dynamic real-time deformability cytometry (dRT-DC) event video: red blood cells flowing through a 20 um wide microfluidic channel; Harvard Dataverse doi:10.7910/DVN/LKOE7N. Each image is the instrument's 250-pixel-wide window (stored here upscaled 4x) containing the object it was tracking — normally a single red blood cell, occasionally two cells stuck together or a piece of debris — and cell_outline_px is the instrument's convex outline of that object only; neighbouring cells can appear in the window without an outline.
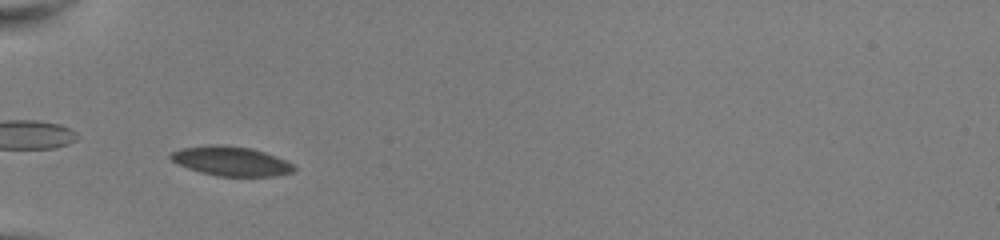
{"species": "common noctule bat (a hibernating species)", "species_latin": "Nyctalus noctula", "temperature_condition": "room temperature", "stored_images_in_passage": 42, "camera_frame_rate_fps": 3000, "um_per_image_px": 0.085, "animal": {"sex": "female", "body_mass_g": 22.0, "forearm_length_mm": 56.7}, "frame": {"image": 1, "passage_image": 8, "time_ms": 2.333, "image_size_px": [1000, 240], "cell_outline_px": [[296, 168], [292, 172], [276, 176], [216, 176], [200, 172], [188, 168], [172, 160], [168, 156], [172, 152], [180, 148], [216, 144], [252, 148], [276, 156], [292, 164]], "centroid_in_image_um": [19.63, 13.7], "position_along_channel_um": 65.4, "area_um2": 20.98}}
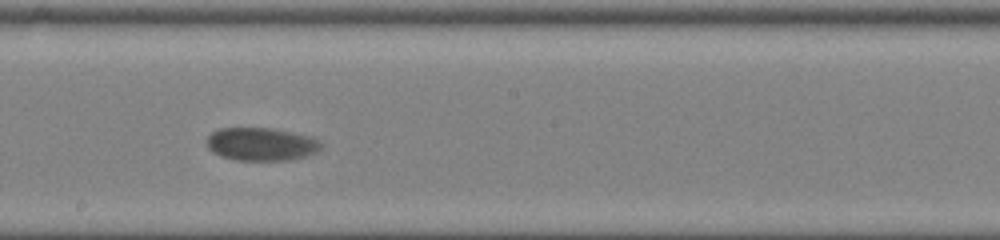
{"frame": {"image": 2, "passage_image": 21, "time_ms": 6.667, "image_size_px": [1000, 240], "cell_outline_px": [[324, 144], [316, 152], [308, 156], [288, 160], [236, 160], [212, 152], [208, 148], [208, 136], [212, 132], [220, 128], [272, 128], [308, 136], [320, 140]], "centroid_in_image_um": [22.24, 12.25], "position_along_channel_um": 226.0, "area_um2": 21.91}}
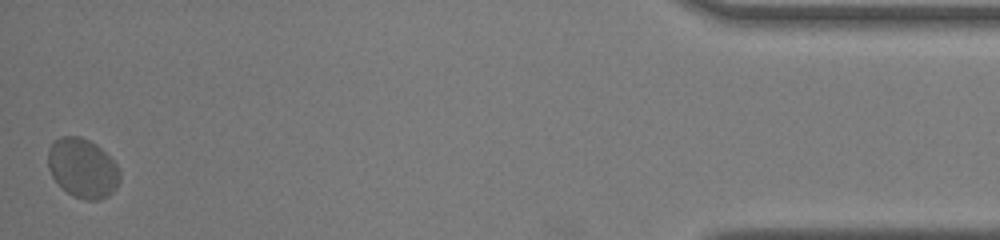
{"frame": {"image": 3, "passage_image": 42, "time_ms": 13.667, "image_size_px": [1000, 240], "cell_outline_px": [[120, 180], [116, 188], [108, 196], [100, 200], [84, 200], [72, 196], [52, 176], [48, 168], [48, 148], [60, 136], [80, 136], [96, 144], [116, 164], [120, 172]], "centroid_in_image_um": [7.03, 14.3], "position_along_channel_um": 428.2, "area_um2": 24.74}, "authors_computed_cell_mechanics": {"area_um2": 21.9062, "velocity_mm_per_s": 3.8702, "shape_relaxation_time_tau1_ms": 3.2282, "shape_relaxation_time_tau2_ms": null, "deformation_change_tau1": 0.0717, "deformation_change_tau2": null}}